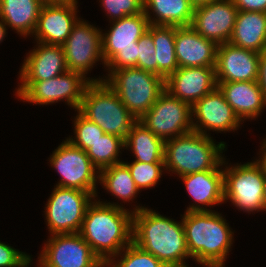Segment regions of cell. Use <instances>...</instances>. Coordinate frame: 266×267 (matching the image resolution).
Listing matches in <instances>:
<instances>
[{"mask_svg": "<svg viewBox=\"0 0 266 267\" xmlns=\"http://www.w3.org/2000/svg\"><path fill=\"white\" fill-rule=\"evenodd\" d=\"M144 13L152 25L190 26L194 5L190 0H143ZM155 15L151 17L150 10Z\"/></svg>", "mask_w": 266, "mask_h": 267, "instance_id": "26", "label": "cell"}, {"mask_svg": "<svg viewBox=\"0 0 266 267\" xmlns=\"http://www.w3.org/2000/svg\"><path fill=\"white\" fill-rule=\"evenodd\" d=\"M124 140L118 136L105 133L96 140L86 153L92 164L100 171L114 164L121 163L118 159L120 149H124Z\"/></svg>", "mask_w": 266, "mask_h": 267, "instance_id": "30", "label": "cell"}, {"mask_svg": "<svg viewBox=\"0 0 266 267\" xmlns=\"http://www.w3.org/2000/svg\"><path fill=\"white\" fill-rule=\"evenodd\" d=\"M98 180L104 186L105 190L124 202L132 201L137 193L140 192L124 161L101 169Z\"/></svg>", "mask_w": 266, "mask_h": 267, "instance_id": "29", "label": "cell"}, {"mask_svg": "<svg viewBox=\"0 0 266 267\" xmlns=\"http://www.w3.org/2000/svg\"><path fill=\"white\" fill-rule=\"evenodd\" d=\"M260 53L224 43L217 46L216 82L257 81Z\"/></svg>", "mask_w": 266, "mask_h": 267, "instance_id": "19", "label": "cell"}, {"mask_svg": "<svg viewBox=\"0 0 266 267\" xmlns=\"http://www.w3.org/2000/svg\"><path fill=\"white\" fill-rule=\"evenodd\" d=\"M112 22L108 33L102 34V55L108 73L137 66L138 40L150 26L144 12Z\"/></svg>", "mask_w": 266, "mask_h": 267, "instance_id": "7", "label": "cell"}, {"mask_svg": "<svg viewBox=\"0 0 266 267\" xmlns=\"http://www.w3.org/2000/svg\"><path fill=\"white\" fill-rule=\"evenodd\" d=\"M225 167L224 202L230 200L238 209L248 213L264 210L266 170L263 164L257 159L243 165Z\"/></svg>", "mask_w": 266, "mask_h": 267, "instance_id": "8", "label": "cell"}, {"mask_svg": "<svg viewBox=\"0 0 266 267\" xmlns=\"http://www.w3.org/2000/svg\"><path fill=\"white\" fill-rule=\"evenodd\" d=\"M58 1V0H52V2ZM60 1H77V0H60Z\"/></svg>", "mask_w": 266, "mask_h": 267, "instance_id": "43", "label": "cell"}, {"mask_svg": "<svg viewBox=\"0 0 266 267\" xmlns=\"http://www.w3.org/2000/svg\"><path fill=\"white\" fill-rule=\"evenodd\" d=\"M164 141L154 135L137 120L124 141L125 149L135 155V161L143 163H164Z\"/></svg>", "mask_w": 266, "mask_h": 267, "instance_id": "27", "label": "cell"}, {"mask_svg": "<svg viewBox=\"0 0 266 267\" xmlns=\"http://www.w3.org/2000/svg\"><path fill=\"white\" fill-rule=\"evenodd\" d=\"M216 87L215 66L178 67L165 80V90L191 107Z\"/></svg>", "mask_w": 266, "mask_h": 267, "instance_id": "20", "label": "cell"}, {"mask_svg": "<svg viewBox=\"0 0 266 267\" xmlns=\"http://www.w3.org/2000/svg\"><path fill=\"white\" fill-rule=\"evenodd\" d=\"M191 111L193 131L206 136L207 130L229 132L242 124L218 87L198 100Z\"/></svg>", "mask_w": 266, "mask_h": 267, "instance_id": "17", "label": "cell"}, {"mask_svg": "<svg viewBox=\"0 0 266 267\" xmlns=\"http://www.w3.org/2000/svg\"><path fill=\"white\" fill-rule=\"evenodd\" d=\"M30 255L0 241V267H28Z\"/></svg>", "mask_w": 266, "mask_h": 267, "instance_id": "36", "label": "cell"}, {"mask_svg": "<svg viewBox=\"0 0 266 267\" xmlns=\"http://www.w3.org/2000/svg\"><path fill=\"white\" fill-rule=\"evenodd\" d=\"M139 121L164 142L193 131L191 106L167 90Z\"/></svg>", "mask_w": 266, "mask_h": 267, "instance_id": "10", "label": "cell"}, {"mask_svg": "<svg viewBox=\"0 0 266 267\" xmlns=\"http://www.w3.org/2000/svg\"><path fill=\"white\" fill-rule=\"evenodd\" d=\"M122 252H124L122 254ZM121 256V260L115 261L116 257ZM114 259V260H113ZM109 267H167L151 253H148L133 242L115 255L108 263Z\"/></svg>", "mask_w": 266, "mask_h": 267, "instance_id": "31", "label": "cell"}, {"mask_svg": "<svg viewBox=\"0 0 266 267\" xmlns=\"http://www.w3.org/2000/svg\"><path fill=\"white\" fill-rule=\"evenodd\" d=\"M217 45L191 26H175V53L178 67L216 65Z\"/></svg>", "mask_w": 266, "mask_h": 267, "instance_id": "21", "label": "cell"}, {"mask_svg": "<svg viewBox=\"0 0 266 267\" xmlns=\"http://www.w3.org/2000/svg\"><path fill=\"white\" fill-rule=\"evenodd\" d=\"M67 71L62 45L37 42V48L27 54L20 69L21 84L16 90L17 97H20L34 82L48 80Z\"/></svg>", "mask_w": 266, "mask_h": 267, "instance_id": "16", "label": "cell"}, {"mask_svg": "<svg viewBox=\"0 0 266 267\" xmlns=\"http://www.w3.org/2000/svg\"><path fill=\"white\" fill-rule=\"evenodd\" d=\"M211 0H190V2L194 5V6H199L202 4H206L208 2H210Z\"/></svg>", "mask_w": 266, "mask_h": 267, "instance_id": "41", "label": "cell"}, {"mask_svg": "<svg viewBox=\"0 0 266 267\" xmlns=\"http://www.w3.org/2000/svg\"><path fill=\"white\" fill-rule=\"evenodd\" d=\"M105 83L119 96L129 112L139 120L165 90V80L151 72L131 67L112 70Z\"/></svg>", "mask_w": 266, "mask_h": 267, "instance_id": "6", "label": "cell"}, {"mask_svg": "<svg viewBox=\"0 0 266 267\" xmlns=\"http://www.w3.org/2000/svg\"><path fill=\"white\" fill-rule=\"evenodd\" d=\"M155 62H158V76L166 80L177 68L175 53V26L153 25Z\"/></svg>", "mask_w": 266, "mask_h": 267, "instance_id": "28", "label": "cell"}, {"mask_svg": "<svg viewBox=\"0 0 266 267\" xmlns=\"http://www.w3.org/2000/svg\"><path fill=\"white\" fill-rule=\"evenodd\" d=\"M263 144L260 148V150H262V155H260L261 158H259L258 160L263 164V166L265 167L266 170V139L263 140Z\"/></svg>", "mask_w": 266, "mask_h": 267, "instance_id": "39", "label": "cell"}, {"mask_svg": "<svg viewBox=\"0 0 266 267\" xmlns=\"http://www.w3.org/2000/svg\"><path fill=\"white\" fill-rule=\"evenodd\" d=\"M49 160L61 177L56 186L89 191L97 197L96 183L99 171L92 164L86 151L72 145L66 139L55 149Z\"/></svg>", "mask_w": 266, "mask_h": 267, "instance_id": "11", "label": "cell"}, {"mask_svg": "<svg viewBox=\"0 0 266 267\" xmlns=\"http://www.w3.org/2000/svg\"><path fill=\"white\" fill-rule=\"evenodd\" d=\"M95 197L89 191L56 186L45 207L50 235L80 232L86 210Z\"/></svg>", "mask_w": 266, "mask_h": 267, "instance_id": "9", "label": "cell"}, {"mask_svg": "<svg viewBox=\"0 0 266 267\" xmlns=\"http://www.w3.org/2000/svg\"><path fill=\"white\" fill-rule=\"evenodd\" d=\"M225 100L242 121L255 119L266 106V99L257 81L217 82Z\"/></svg>", "mask_w": 266, "mask_h": 267, "instance_id": "23", "label": "cell"}, {"mask_svg": "<svg viewBox=\"0 0 266 267\" xmlns=\"http://www.w3.org/2000/svg\"><path fill=\"white\" fill-rule=\"evenodd\" d=\"M43 1H44L45 3H46V2H52V0H43Z\"/></svg>", "mask_w": 266, "mask_h": 267, "instance_id": "44", "label": "cell"}, {"mask_svg": "<svg viewBox=\"0 0 266 267\" xmlns=\"http://www.w3.org/2000/svg\"><path fill=\"white\" fill-rule=\"evenodd\" d=\"M38 259L43 267H102L104 265L79 232L51 235Z\"/></svg>", "mask_w": 266, "mask_h": 267, "instance_id": "13", "label": "cell"}, {"mask_svg": "<svg viewBox=\"0 0 266 267\" xmlns=\"http://www.w3.org/2000/svg\"><path fill=\"white\" fill-rule=\"evenodd\" d=\"M155 52L153 41V25L150 24L148 31L138 40V61L136 68L158 75V62L152 55Z\"/></svg>", "mask_w": 266, "mask_h": 267, "instance_id": "34", "label": "cell"}, {"mask_svg": "<svg viewBox=\"0 0 266 267\" xmlns=\"http://www.w3.org/2000/svg\"><path fill=\"white\" fill-rule=\"evenodd\" d=\"M238 11L266 13V0H232Z\"/></svg>", "mask_w": 266, "mask_h": 267, "instance_id": "37", "label": "cell"}, {"mask_svg": "<svg viewBox=\"0 0 266 267\" xmlns=\"http://www.w3.org/2000/svg\"><path fill=\"white\" fill-rule=\"evenodd\" d=\"M189 255L206 267H224L233 232L216 211H191L182 216Z\"/></svg>", "mask_w": 266, "mask_h": 267, "instance_id": "3", "label": "cell"}, {"mask_svg": "<svg viewBox=\"0 0 266 267\" xmlns=\"http://www.w3.org/2000/svg\"><path fill=\"white\" fill-rule=\"evenodd\" d=\"M257 83L266 99V51L260 53Z\"/></svg>", "mask_w": 266, "mask_h": 267, "instance_id": "38", "label": "cell"}, {"mask_svg": "<svg viewBox=\"0 0 266 267\" xmlns=\"http://www.w3.org/2000/svg\"><path fill=\"white\" fill-rule=\"evenodd\" d=\"M77 1L46 2L38 17L33 35L36 42L63 45L73 26L79 20L76 16Z\"/></svg>", "mask_w": 266, "mask_h": 267, "instance_id": "18", "label": "cell"}, {"mask_svg": "<svg viewBox=\"0 0 266 267\" xmlns=\"http://www.w3.org/2000/svg\"><path fill=\"white\" fill-rule=\"evenodd\" d=\"M76 115L74 122V134L73 138H67V140L74 146L86 151L92 144L101 138L105 132L96 124L89 121L79 111Z\"/></svg>", "mask_w": 266, "mask_h": 267, "instance_id": "33", "label": "cell"}, {"mask_svg": "<svg viewBox=\"0 0 266 267\" xmlns=\"http://www.w3.org/2000/svg\"><path fill=\"white\" fill-rule=\"evenodd\" d=\"M229 43L258 53L266 51V13L238 11Z\"/></svg>", "mask_w": 266, "mask_h": 267, "instance_id": "24", "label": "cell"}, {"mask_svg": "<svg viewBox=\"0 0 266 267\" xmlns=\"http://www.w3.org/2000/svg\"><path fill=\"white\" fill-rule=\"evenodd\" d=\"M193 201L202 204L190 205L185 212L213 211L206 207L224 203V174L222 167L179 177ZM206 206V207H203Z\"/></svg>", "mask_w": 266, "mask_h": 267, "instance_id": "22", "label": "cell"}, {"mask_svg": "<svg viewBox=\"0 0 266 267\" xmlns=\"http://www.w3.org/2000/svg\"><path fill=\"white\" fill-rule=\"evenodd\" d=\"M263 201H264V211L266 210V179L264 182V189H263Z\"/></svg>", "mask_w": 266, "mask_h": 267, "instance_id": "42", "label": "cell"}, {"mask_svg": "<svg viewBox=\"0 0 266 267\" xmlns=\"http://www.w3.org/2000/svg\"><path fill=\"white\" fill-rule=\"evenodd\" d=\"M92 202L83 219L82 238L93 252L107 264L132 242V215L118 203Z\"/></svg>", "mask_w": 266, "mask_h": 267, "instance_id": "2", "label": "cell"}, {"mask_svg": "<svg viewBox=\"0 0 266 267\" xmlns=\"http://www.w3.org/2000/svg\"><path fill=\"white\" fill-rule=\"evenodd\" d=\"M6 26L8 25L2 18H0V42H2L4 37L6 36Z\"/></svg>", "mask_w": 266, "mask_h": 267, "instance_id": "40", "label": "cell"}, {"mask_svg": "<svg viewBox=\"0 0 266 267\" xmlns=\"http://www.w3.org/2000/svg\"><path fill=\"white\" fill-rule=\"evenodd\" d=\"M78 111L105 133L124 141L137 121L105 82H91L86 87Z\"/></svg>", "mask_w": 266, "mask_h": 267, "instance_id": "5", "label": "cell"}, {"mask_svg": "<svg viewBox=\"0 0 266 267\" xmlns=\"http://www.w3.org/2000/svg\"><path fill=\"white\" fill-rule=\"evenodd\" d=\"M210 135H203L196 131H191L181 136H177L164 143V169L172 171L179 177L215 170L224 165L222 157L225 149L224 142H216Z\"/></svg>", "mask_w": 266, "mask_h": 267, "instance_id": "4", "label": "cell"}, {"mask_svg": "<svg viewBox=\"0 0 266 267\" xmlns=\"http://www.w3.org/2000/svg\"><path fill=\"white\" fill-rule=\"evenodd\" d=\"M43 0H0V18L23 37L34 34Z\"/></svg>", "mask_w": 266, "mask_h": 267, "instance_id": "25", "label": "cell"}, {"mask_svg": "<svg viewBox=\"0 0 266 267\" xmlns=\"http://www.w3.org/2000/svg\"><path fill=\"white\" fill-rule=\"evenodd\" d=\"M80 19L75 23L70 35L62 45L68 71L85 74L93 65L104 58L102 55V30Z\"/></svg>", "mask_w": 266, "mask_h": 267, "instance_id": "14", "label": "cell"}, {"mask_svg": "<svg viewBox=\"0 0 266 267\" xmlns=\"http://www.w3.org/2000/svg\"><path fill=\"white\" fill-rule=\"evenodd\" d=\"M132 215V242L151 253L167 267H187L189 255L182 219L177 222L159 213L136 206Z\"/></svg>", "mask_w": 266, "mask_h": 267, "instance_id": "1", "label": "cell"}, {"mask_svg": "<svg viewBox=\"0 0 266 267\" xmlns=\"http://www.w3.org/2000/svg\"><path fill=\"white\" fill-rule=\"evenodd\" d=\"M237 14L232 0H211L194 7L190 26L218 46L230 41Z\"/></svg>", "mask_w": 266, "mask_h": 267, "instance_id": "15", "label": "cell"}, {"mask_svg": "<svg viewBox=\"0 0 266 267\" xmlns=\"http://www.w3.org/2000/svg\"><path fill=\"white\" fill-rule=\"evenodd\" d=\"M91 82H105V79H88L78 72L67 71L57 77L34 82L19 98L39 105L65 100L78 111L85 89Z\"/></svg>", "mask_w": 266, "mask_h": 267, "instance_id": "12", "label": "cell"}, {"mask_svg": "<svg viewBox=\"0 0 266 267\" xmlns=\"http://www.w3.org/2000/svg\"><path fill=\"white\" fill-rule=\"evenodd\" d=\"M124 163L129 168L135 185L139 190L156 186L165 167L164 163H143L135 160L132 163Z\"/></svg>", "mask_w": 266, "mask_h": 267, "instance_id": "32", "label": "cell"}, {"mask_svg": "<svg viewBox=\"0 0 266 267\" xmlns=\"http://www.w3.org/2000/svg\"><path fill=\"white\" fill-rule=\"evenodd\" d=\"M111 21L144 12L143 0H100Z\"/></svg>", "mask_w": 266, "mask_h": 267, "instance_id": "35", "label": "cell"}]
</instances>
